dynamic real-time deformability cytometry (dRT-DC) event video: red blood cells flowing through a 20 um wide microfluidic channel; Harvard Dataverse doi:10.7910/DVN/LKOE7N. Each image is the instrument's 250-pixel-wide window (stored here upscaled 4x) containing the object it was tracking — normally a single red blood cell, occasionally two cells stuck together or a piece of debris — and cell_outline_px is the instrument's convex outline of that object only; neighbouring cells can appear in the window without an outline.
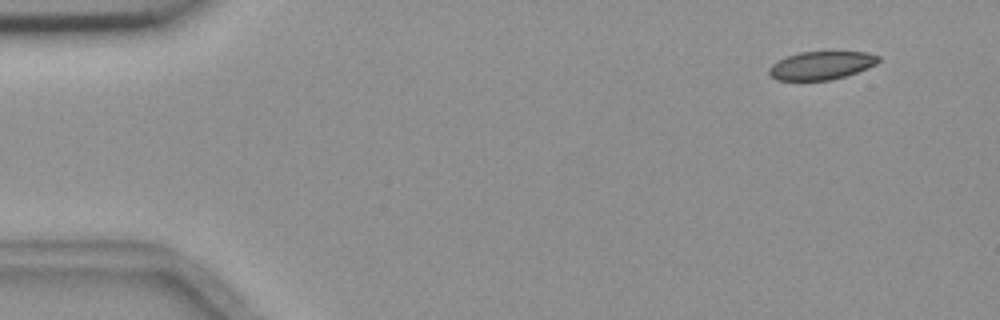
{"species": "common noctule bat (a hibernating species)", "species_latin": "Nyctalus noctula", "temperature_condition": "room temperature", "stored_images_in_passage": 5, "camera_frame_rate_fps": 3000, "um_per_image_px": 0.085, "animal": {"sex": "female", "body_mass_g": 18.4}, "frame": {"image": 1, "passage_image": 2, "time_ms": 1.0, "image_size_px": [1000, 320], "cell_outline_px": [[880, 60], [876, 64], [868, 68], [844, 76], [828, 80], [776, 80], [768, 72], [768, 68], [776, 60], [800, 52], [868, 52], [880, 56]], "centroid_in_image_um": [69.8, 5.55], "position_along_channel_um": 15.2, "area_um2": 17.92}}